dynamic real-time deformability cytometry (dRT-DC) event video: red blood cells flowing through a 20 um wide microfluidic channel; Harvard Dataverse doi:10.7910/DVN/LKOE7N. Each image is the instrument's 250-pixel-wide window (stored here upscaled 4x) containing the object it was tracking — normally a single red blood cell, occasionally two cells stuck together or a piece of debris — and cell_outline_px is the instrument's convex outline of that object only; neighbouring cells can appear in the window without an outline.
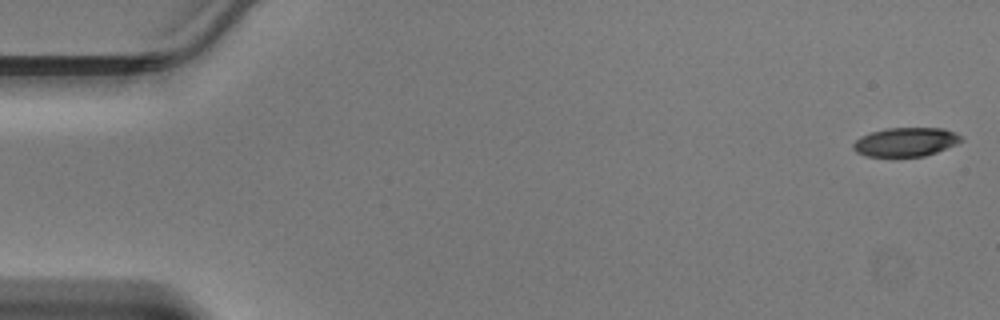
{"species": "Egyptian fruit bat (a non-hibernating species)", "species_latin": "Rousettus aegyptiacus", "temperature_condition": "warm", "stored_images_in_passage": 46, "camera_frame_rate_fps": 3000, "um_per_image_px": 0.085, "animal": {"sex": "male"}, "frame": {"image": 1, "passage_image": 1, "time_ms": 0.0, "image_size_px": [1000, 320], "cell_outline_px": [[964, 140], [956, 144], [936, 152], [924, 156], [864, 156], [856, 152], [852, 148], [852, 144], [860, 136], [872, 132], [888, 128], [944, 128], [960, 136]], "centroid_in_image_um": [76.95, 12.07], "position_along_channel_um": 8.0, "area_um2": 18.03}}
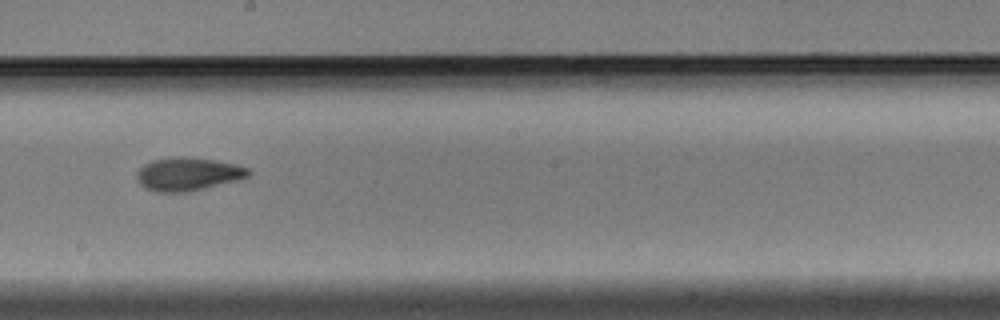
{"frame": {"image": 2, "passage_image": 26, "time_ms": 8.333, "image_size_px": [1000, 320], "cell_outline_px": [[252, 172], [248, 176], [236, 180], [188, 192], [156, 192], [144, 188], [136, 180], [136, 172], [144, 164], [152, 160], [172, 156], [180, 156], [212, 160], [232, 164], [248, 168]], "centroid_in_image_um": [15.9, 14.8], "position_along_channel_um": 232.3, "area_um2": 21.5}}
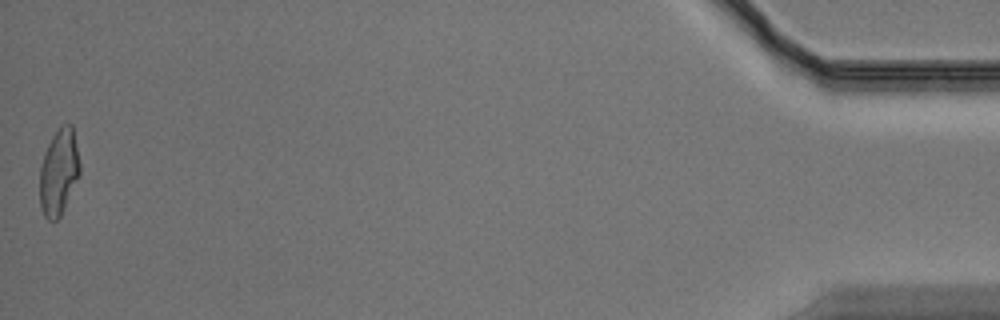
{"frame": {"image": 3, "passage_image": 46, "time_ms": 15.0, "image_size_px": [1000, 320], "cell_outline_px": [[80, 176], [60, 216], [56, 220], [48, 220], [44, 216], [40, 204], [40, 168], [48, 144], [52, 136], [64, 124], [72, 124], [80, 164]], "centroid_in_image_um": [5.01, 14.65], "position_along_channel_um": 430.2, "area_um2": 19.88}}